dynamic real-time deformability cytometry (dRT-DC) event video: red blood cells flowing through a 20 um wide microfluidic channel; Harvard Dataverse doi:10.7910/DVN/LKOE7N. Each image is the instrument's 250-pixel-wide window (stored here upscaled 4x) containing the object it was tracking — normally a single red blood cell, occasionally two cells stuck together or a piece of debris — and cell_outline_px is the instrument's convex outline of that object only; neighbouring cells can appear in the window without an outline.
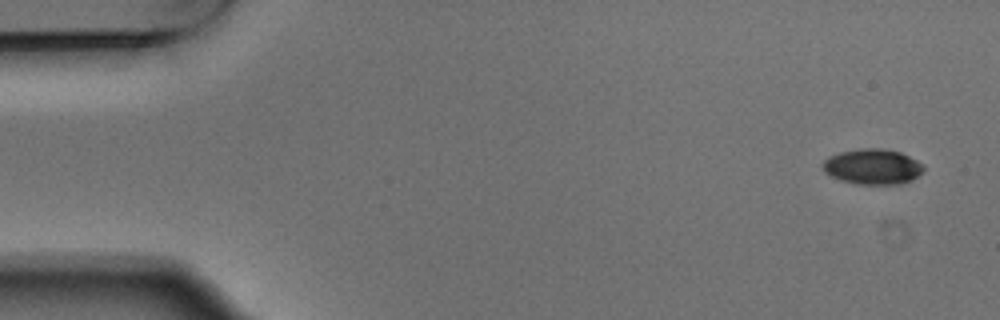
{"species": "Egyptian fruit bat (a non-hibernating species)", "species_latin": "Rousettus aegyptiacus", "temperature_condition": "warm", "stored_images_in_passage": 4, "camera_frame_rate_fps": 3000, "um_per_image_px": 0.085, "animal": {"sex": "male"}, "frame": {"image": 1, "passage_image": 1, "time_ms": 0.0, "image_size_px": [1000, 320], "cell_outline_px": [[924, 172], [912, 180], [900, 184], [856, 184], [840, 180], [824, 172], [820, 164], [828, 156], [840, 152], [860, 148], [880, 148], [900, 152], [924, 164]], "centroid_in_image_um": [74.16, 14.17], "position_along_channel_um": 10.8, "area_um2": 21.04}}
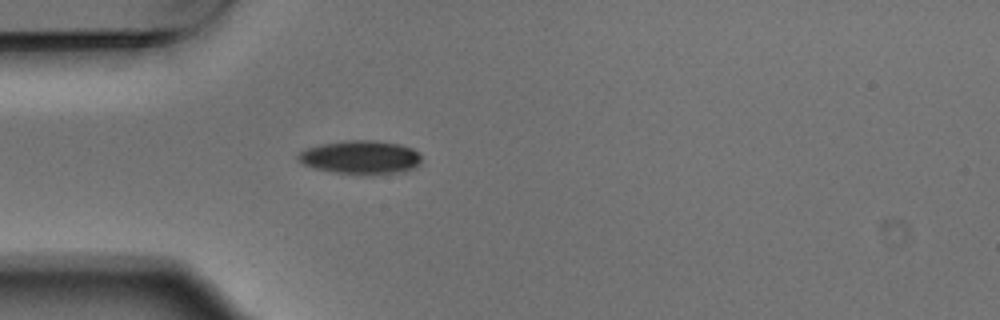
{"frame": {"image": 2, "passage_image": 4, "time_ms": 1.0, "image_size_px": [1000, 320], "cell_outline_px": [[420, 160], [416, 168], [404, 172], [364, 176], [336, 172], [312, 168], [300, 164], [296, 156], [300, 152], [308, 148], [324, 144], [352, 140], [372, 140], [400, 144], [412, 148], [420, 152]], "centroid_in_image_um": [30.68, 13.4], "position_along_channel_um": 54.3, "area_um2": 24.45}}